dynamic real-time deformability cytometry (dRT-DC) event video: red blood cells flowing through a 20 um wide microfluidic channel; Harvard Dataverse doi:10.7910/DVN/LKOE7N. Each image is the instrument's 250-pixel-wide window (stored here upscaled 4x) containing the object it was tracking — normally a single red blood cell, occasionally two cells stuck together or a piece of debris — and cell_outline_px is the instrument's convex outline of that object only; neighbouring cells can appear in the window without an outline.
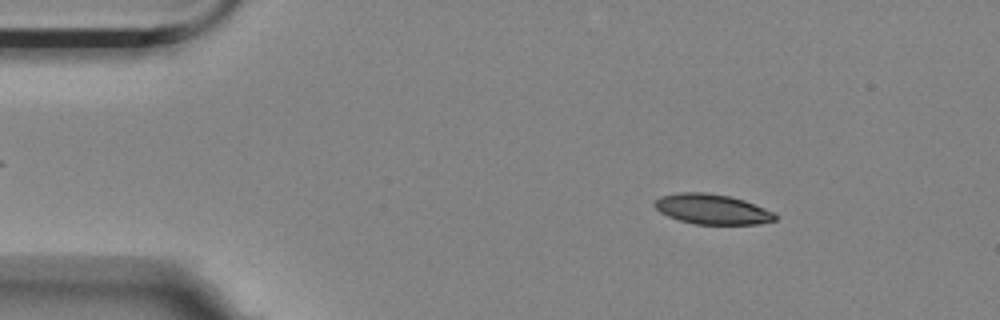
{"species": "Egyptian fruit bat (a non-hibernating species)", "species_latin": "Rousettus aegyptiacus", "temperature_condition": "room temperature", "stored_images_in_passage": 4, "camera_frame_rate_fps": 3000, "um_per_image_px": 0.085, "animal": {"sex": "female"}, "frame": {"image": 1, "passage_image": 1, "time_ms": 0.0, "image_size_px": [1000, 320], "cell_outline_px": [[780, 216], [776, 220], [760, 224], [696, 224], [680, 220], [668, 216], [660, 212], [652, 204], [660, 196], [680, 192], [704, 192], [728, 196], [744, 200], [776, 212]], "centroid_in_image_um": [60.58, 17.78], "position_along_channel_um": 24.4, "area_um2": 21.27}}
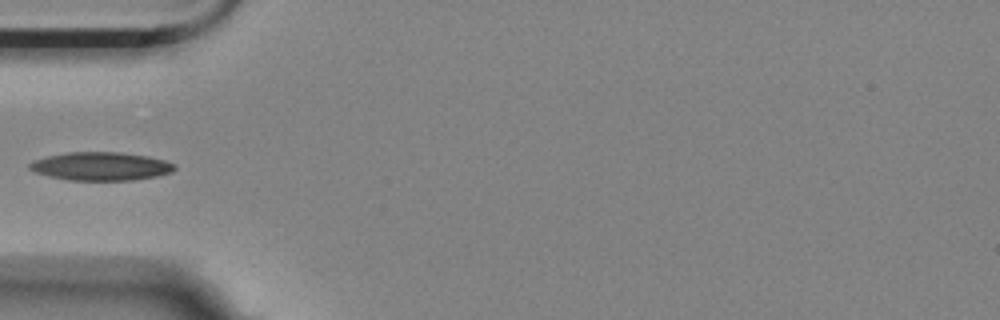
{"frame": {"image": 2, "passage_image": 4, "time_ms": 1.0, "image_size_px": [1000, 320], "cell_outline_px": [[176, 168], [172, 172], [156, 176], [132, 180], [68, 180], [48, 176], [36, 172], [28, 168], [28, 164], [32, 160], [48, 156], [68, 152], [120, 152], [148, 156], [164, 160], [176, 164]], "centroid_in_image_um": [8.57, 14.13], "position_along_channel_um": 76.4, "area_um2": 23.99}}